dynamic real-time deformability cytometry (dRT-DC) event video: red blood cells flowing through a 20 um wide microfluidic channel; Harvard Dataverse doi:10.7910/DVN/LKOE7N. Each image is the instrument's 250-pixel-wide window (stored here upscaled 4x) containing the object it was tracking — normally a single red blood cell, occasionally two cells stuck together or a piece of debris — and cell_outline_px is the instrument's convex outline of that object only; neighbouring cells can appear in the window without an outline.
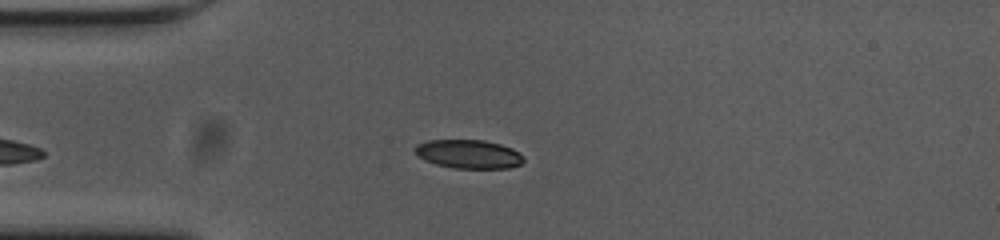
{"species": "common noctule bat (a hibernating species)", "species_latin": "Nyctalus noctula", "temperature_condition": "cold", "stored_images_in_passage": 45, "camera_frame_rate_fps": 3000, "um_per_image_px": 0.085, "animal": {"sex": "female", "body_mass_g": 23.0, "forearm_length_mm": 53.4}, "frame": {"image": 1, "passage_image": 3, "time_ms": 0.667, "image_size_px": [1000, 240], "cell_outline_px": [[524, 160], [520, 164], [508, 168], [456, 168], [436, 164], [424, 160], [416, 152], [416, 144], [428, 140], [484, 140], [500, 144], [512, 148], [520, 152], [524, 156]], "centroid_in_image_um": [39.87, 13.09], "position_along_channel_um": 45.1, "area_um2": 18.09}}
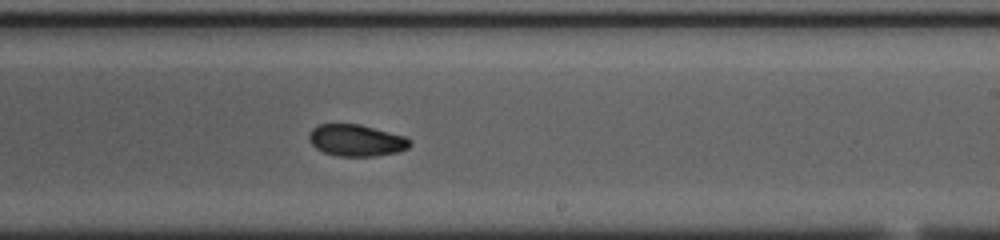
{"frame": {"image": 2, "passage_image": 22, "time_ms": 7.0, "image_size_px": [1000, 240], "cell_outline_px": [[412, 144], [408, 148], [396, 152], [376, 156], [336, 156], [324, 152], [316, 148], [308, 140], [308, 136], [312, 128], [320, 124], [360, 124], [404, 136], [412, 140]], "centroid_in_image_um": [30.28, 11.93], "position_along_channel_um": 258.7, "area_um2": 18.67}}
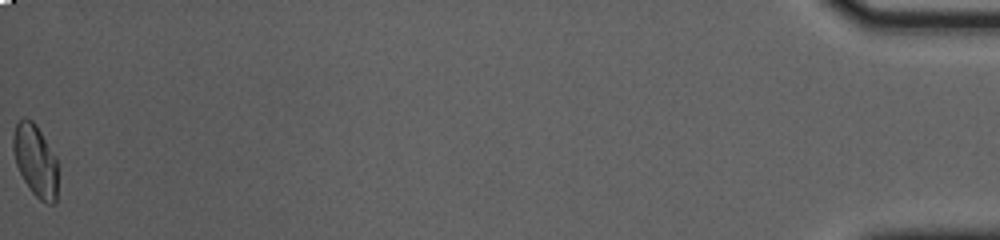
{"frame": {"image": 3, "passage_image": 45, "time_ms": 14.667, "image_size_px": [1000, 240], "cell_outline_px": [[56, 200], [52, 204], [48, 204], [40, 200], [32, 192], [24, 180], [16, 164], [12, 148], [12, 136], [16, 124], [24, 116], [32, 120], [36, 124], [56, 156]], "centroid_in_image_um": [2.99, 13.6], "position_along_channel_um": 432.2, "area_um2": 18.67}, "authors_computed_cell_mechanics": {"area_um2": 18.6694, "velocity_mm_per_s": 3.6317, "shape_relaxation_time_tau1_ms": 2.5844, "shape_relaxation_time_tau2_ms": 5.7401, "deformation_change_tau1": 0.1197, "deformation_change_tau2": 0.0683}}